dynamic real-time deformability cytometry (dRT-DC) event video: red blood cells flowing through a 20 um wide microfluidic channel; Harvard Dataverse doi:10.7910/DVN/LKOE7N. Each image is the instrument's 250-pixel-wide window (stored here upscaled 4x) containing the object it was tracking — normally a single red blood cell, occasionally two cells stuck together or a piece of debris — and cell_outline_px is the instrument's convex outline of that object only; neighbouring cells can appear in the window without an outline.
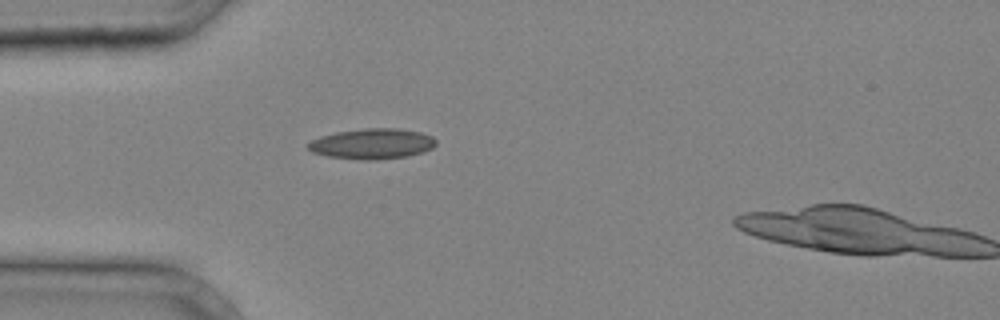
{"species": "common noctule bat (a hibernating species)", "species_latin": "Nyctalus noctula", "temperature_condition": "cold", "stored_images_in_passage": 2, "camera_frame_rate_fps": 3000, "um_per_image_px": 0.085, "animal": {"sex": "male", "body_mass_g": 20.4}, "frame": {"image": 1, "passage_image": 1, "time_ms": 0.0, "image_size_px": [1000, 320], "cell_outline_px": [[436, 144], [432, 148], [424, 152], [408, 156], [376, 160], [360, 160], [328, 156], [312, 152], [308, 148], [308, 144], [312, 140], [320, 136], [336, 132], [364, 128], [396, 128], [420, 132], [432, 136], [436, 140]], "centroid_in_image_um": [31.65, 12.22], "position_along_channel_um": 53.3, "area_um2": 22.77}}